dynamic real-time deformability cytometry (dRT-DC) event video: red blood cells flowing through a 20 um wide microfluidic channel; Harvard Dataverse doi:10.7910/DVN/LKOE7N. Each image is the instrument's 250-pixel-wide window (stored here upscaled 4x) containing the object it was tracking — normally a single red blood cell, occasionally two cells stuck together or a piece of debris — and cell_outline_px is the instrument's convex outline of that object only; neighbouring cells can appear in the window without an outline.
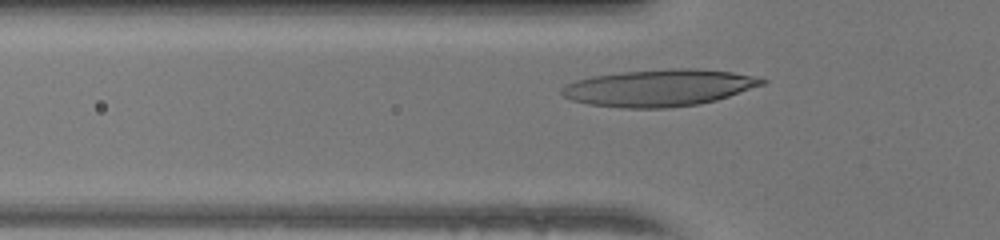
{"species": "human", "species_latin": "Homo sapiens", "temperature_condition": "warm", "stored_images_in_passage": 26, "camera_frame_rate_fps": 3000, "um_per_image_px": 0.085, "donor": {"sex": "female"}, "frame": {"image": 1, "passage_image": 2, "time_ms": 0.333, "image_size_px": [1000, 240], "cell_outline_px": [[768, 80], [764, 84], [716, 100], [700, 104], [668, 108], [624, 108], [588, 104], [572, 100], [564, 96], [560, 92], [560, 88], [564, 84], [576, 80], [592, 76], [624, 72], [668, 68], [696, 68], [732, 72], [756, 76]], "centroid_in_image_um": [56.01, 7.46], "position_along_channel_um": 69.8, "area_um2": 43.12}}
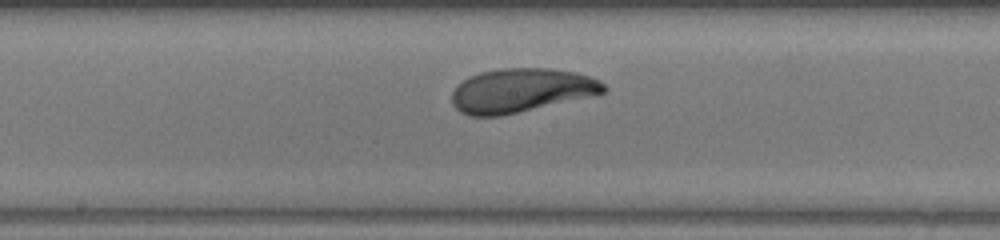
{"frame": {"image": 2, "passage_image": 12, "time_ms": 3.667, "image_size_px": [1000, 240], "cell_outline_px": [[608, 92], [500, 116], [468, 116], [460, 112], [452, 104], [452, 92], [468, 76], [480, 72], [500, 68], [548, 68], [576, 72], [600, 80], [608, 88]], "centroid_in_image_um": [44.3, 7.68], "position_along_channel_um": 203.9, "area_um2": 38.78}}
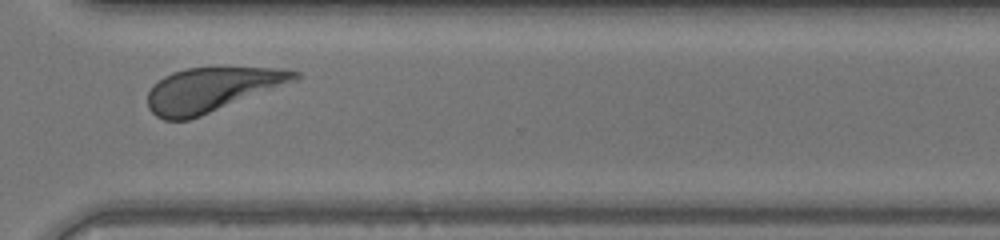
{"frame": {"image": 3, "passage_image": 23, "time_ms": 7.333, "image_size_px": [1000, 240], "cell_outline_px": [[300, 76], [296, 80], [200, 116], [188, 120], [164, 120], [156, 116], [148, 108], [148, 92], [152, 84], [164, 76], [172, 72], [188, 68], [272, 68], [300, 72]], "centroid_in_image_um": [17.91, 7.62], "position_along_channel_um": 352.7, "area_um2": 37.28}, "authors_computed_cell_mechanics": {"area_um2": 38.5237, "velocity_mm_per_s": 4.0403, "shape_relaxation_time_tau1_ms": 2.6006, "shape_relaxation_time_tau2_ms": null, "deformation_change_tau1": 0.1596, "deformation_change_tau2": null}}